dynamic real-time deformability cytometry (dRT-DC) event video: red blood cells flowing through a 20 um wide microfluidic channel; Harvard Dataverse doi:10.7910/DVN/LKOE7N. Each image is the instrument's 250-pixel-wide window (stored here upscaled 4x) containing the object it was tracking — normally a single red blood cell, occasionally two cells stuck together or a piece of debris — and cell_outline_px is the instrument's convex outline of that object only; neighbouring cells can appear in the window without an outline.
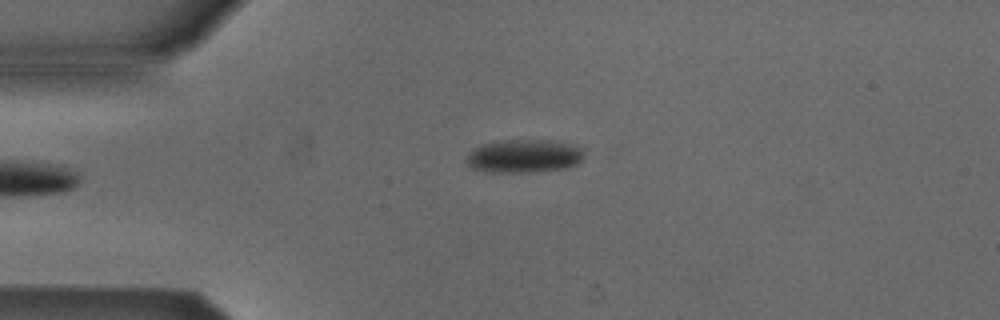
{"species": "Egyptian fruit bat (a non-hibernating species)", "species_latin": "Rousettus aegyptiacus", "temperature_condition": "cold", "stored_images_in_passage": 35, "camera_frame_rate_fps": 3000, "um_per_image_px": 0.085, "animal": {"sex": "male"}, "frame": {"image": 1, "passage_image": 1, "time_ms": 0.0, "image_size_px": [1000, 320], "cell_outline_px": [[584, 156], [576, 164], [564, 168], [512, 172], [484, 172], [468, 168], [464, 160], [468, 152], [484, 144], [504, 140], [548, 140], [576, 144], [584, 152]], "centroid_in_image_um": [44.48, 13.26], "position_along_channel_um": 40.5, "area_um2": 22.77}}
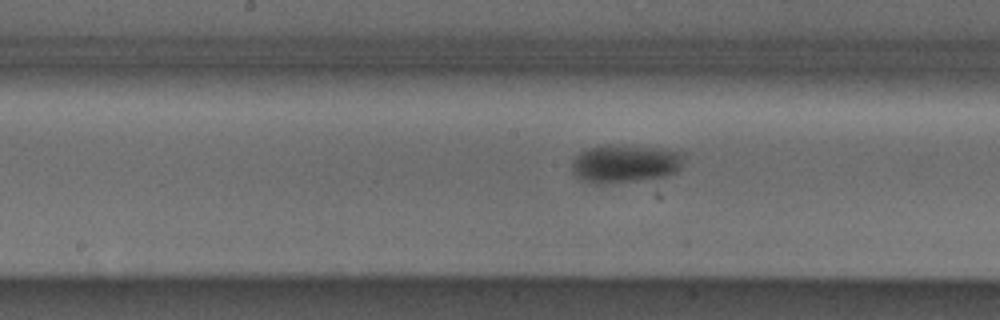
{"frame": {"image": 2, "passage_image": 15, "time_ms": 4.667, "image_size_px": [1000, 320], "cell_outline_px": [[684, 156], [680, 168], [676, 172], [664, 176], [636, 180], [604, 184], [596, 184], [580, 180], [572, 172], [572, 160], [580, 152], [588, 148], [616, 144], [660, 148], [680, 152]], "centroid_in_image_um": [53.09, 13.9], "position_along_channel_um": 195.1, "area_um2": 24.85}}
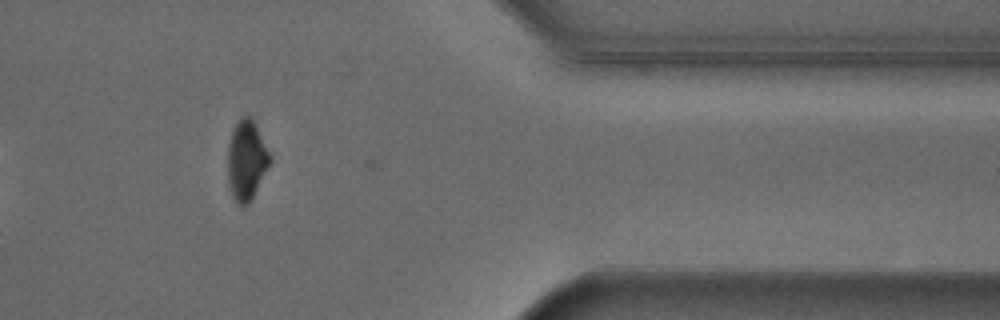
{"frame": {"image": 3, "passage_image": 32, "time_ms": 10.333, "image_size_px": [1000, 320], "cell_outline_px": [[272, 160], [248, 204], [244, 208], [236, 204], [232, 196], [228, 184], [228, 144], [232, 132], [236, 124], [244, 116], [248, 116], [252, 120], [272, 156]], "centroid_in_image_um": [20.94, 13.69], "position_along_channel_um": 390.5, "area_um2": 19.36}, "authors_computed_cell_mechanics": {"area_um2": 23.7558, "velocity_mm_per_s": 3.876, "shape_relaxation_time_tau1_ms": 3.8601, "shape_relaxation_time_tau2_ms": null, "deformation_change_tau1": 0.0817, "deformation_change_tau2": null}}